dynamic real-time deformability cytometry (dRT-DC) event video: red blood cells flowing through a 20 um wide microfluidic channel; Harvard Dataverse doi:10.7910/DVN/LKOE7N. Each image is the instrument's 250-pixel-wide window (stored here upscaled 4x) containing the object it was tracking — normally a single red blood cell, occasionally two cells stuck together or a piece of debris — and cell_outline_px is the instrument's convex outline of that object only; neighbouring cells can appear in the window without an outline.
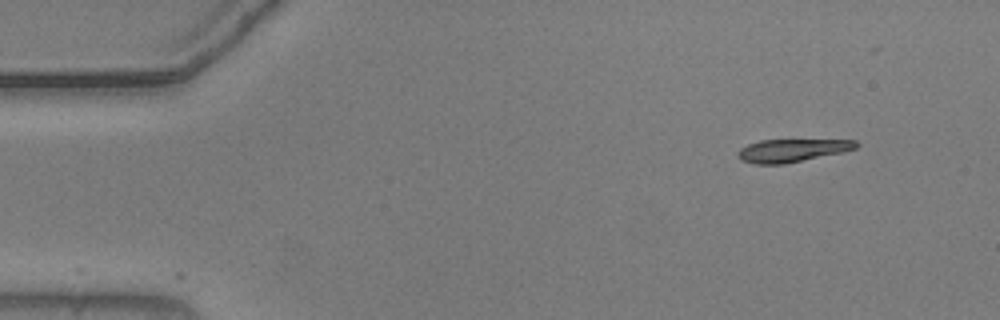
{"species": "common noctule bat (a hibernating species)", "species_latin": "Nyctalus noctula", "temperature_condition": "warm", "stored_images_in_passage": 32, "camera_frame_rate_fps": 3000, "um_per_image_px": 0.085, "animal": {"sex": "male", "body_mass_g": 20.5, "forearm_length_mm": 52.5}, "frame": {"image": 1, "passage_image": 1, "time_ms": 0.0, "image_size_px": [1000, 320], "cell_outline_px": [[860, 144], [856, 148], [844, 152], [784, 164], [756, 164], [740, 160], [736, 156], [736, 152], [740, 148], [748, 144], [760, 140], [856, 140]], "centroid_in_image_um": [67.3, 12.79], "position_along_channel_um": 17.7, "area_um2": 15.9}}
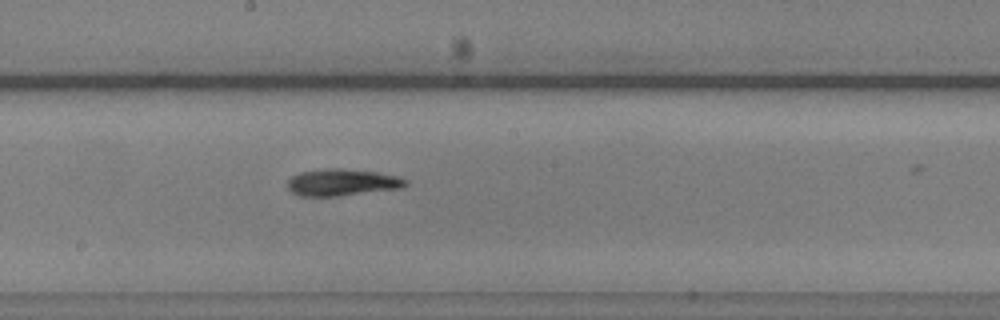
{"frame": {"image": 2, "passage_image": 25, "time_ms": 8.0, "image_size_px": [1000, 320], "cell_outline_px": [[408, 184], [400, 188], [336, 196], [300, 196], [292, 192], [288, 188], [288, 180], [292, 176], [300, 172], [324, 168], [340, 168], [376, 172], [396, 176], [408, 180]], "centroid_in_image_um": [29.05, 15.49], "position_along_channel_um": 219.1, "area_um2": 18.32}}
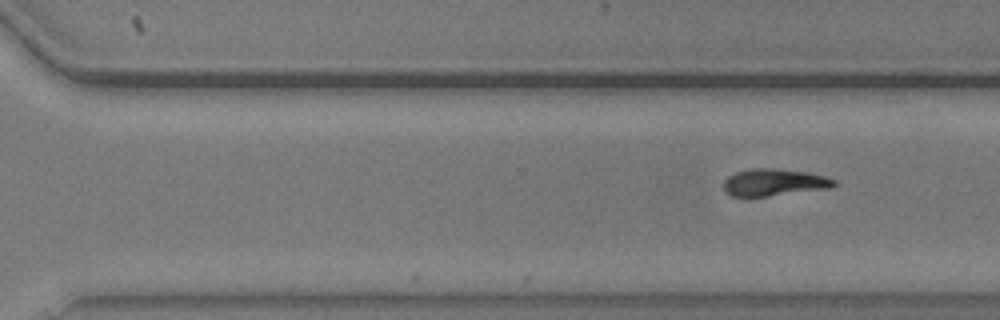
{"frame": {"image": 3, "passage_image": 32, "time_ms": 10.333, "image_size_px": [1000, 320], "cell_outline_px": [[836, 184], [828, 188], [768, 196], [728, 196], [724, 192], [724, 180], [728, 176], [736, 172], [752, 168], [772, 168], [808, 172], [824, 176], [836, 180]], "centroid_in_image_um": [65.75, 15.5], "position_along_channel_um": 304.8, "area_um2": 17.34}}